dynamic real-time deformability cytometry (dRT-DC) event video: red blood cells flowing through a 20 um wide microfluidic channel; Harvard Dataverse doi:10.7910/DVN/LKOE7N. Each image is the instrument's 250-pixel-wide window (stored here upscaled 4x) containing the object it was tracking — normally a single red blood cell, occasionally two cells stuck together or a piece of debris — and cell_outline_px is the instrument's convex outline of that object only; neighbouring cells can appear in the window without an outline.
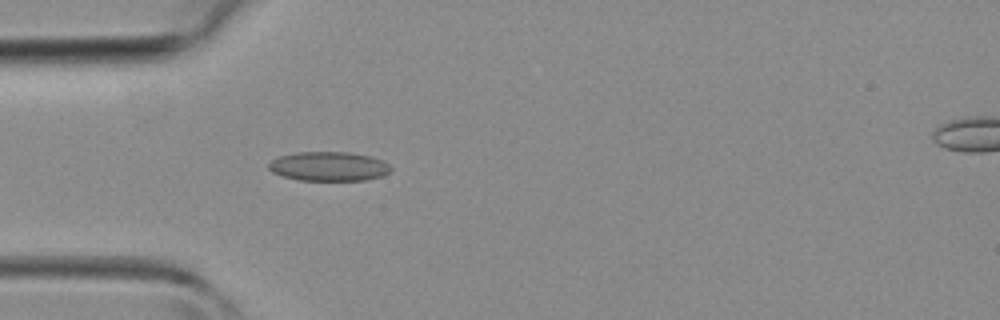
{"species": "common noctule bat (a hibernating species)", "species_latin": "Nyctalus noctula", "temperature_condition": "room temperature", "stored_images_in_passage": 35, "camera_frame_rate_fps": 3000, "um_per_image_px": 0.085, "animal": {"sex": "female", "body_mass_g": 19.3, "forearm_length_mm": 54.1}, "frame": {"image": 1, "passage_image": 9, "time_ms": 2.667, "image_size_px": [1000, 320], "cell_outline_px": [[392, 168], [388, 172], [380, 176], [364, 180], [300, 180], [284, 176], [272, 172], [268, 168], [268, 164], [272, 160], [280, 156], [296, 152], [352, 152], [372, 156], [384, 160]], "centroid_in_image_um": [27.96, 14.12], "position_along_channel_um": 57.0, "area_um2": 20.81}}
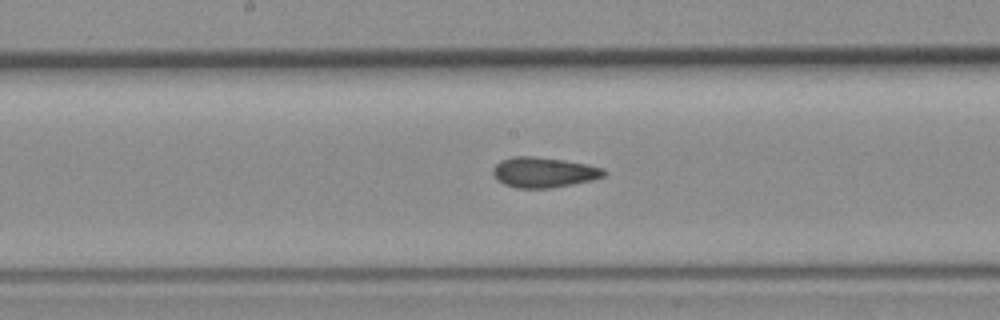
{"frame": {"image": 2, "passage_image": 18, "time_ms": 5.667, "image_size_px": [1000, 320], "cell_outline_px": [[608, 172], [604, 176], [592, 180], [552, 188], [516, 188], [504, 184], [496, 180], [492, 172], [492, 168], [500, 160], [512, 156], [532, 156], [564, 160], [604, 168]], "centroid_in_image_um": [46.19, 14.65], "position_along_channel_um": 202.0, "area_um2": 19.71}}
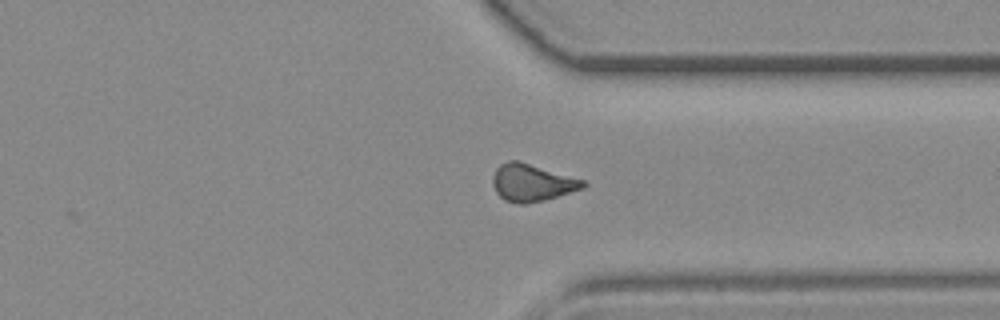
{"frame": {"image": 3, "passage_image": 28, "time_ms": 9.0, "image_size_px": [1000, 320], "cell_outline_px": [[588, 184], [584, 188], [544, 200], [528, 204], [520, 204], [504, 200], [496, 192], [492, 184], [492, 180], [496, 168], [500, 164], [508, 160], [520, 160], [584, 180]], "centroid_in_image_um": [45.21, 15.52], "position_along_channel_um": 366.2, "area_um2": 19.77}}